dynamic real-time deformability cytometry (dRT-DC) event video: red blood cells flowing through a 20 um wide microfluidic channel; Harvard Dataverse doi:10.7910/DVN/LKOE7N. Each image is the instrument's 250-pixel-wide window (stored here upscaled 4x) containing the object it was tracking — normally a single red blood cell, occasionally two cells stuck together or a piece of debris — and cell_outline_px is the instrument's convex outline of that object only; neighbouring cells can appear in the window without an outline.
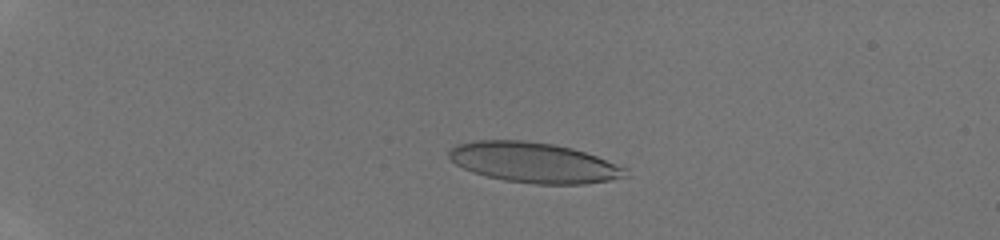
{"species": "human", "species_latin": "Homo sapiens", "temperature_condition": "room temperature", "stored_images_in_passage": 46, "camera_frame_rate_fps": 3000, "um_per_image_px": 0.085, "donor": {"sex": "male"}, "frame": {"image": 1, "passage_image": 12, "time_ms": 3.667, "image_size_px": [1000, 240], "cell_outline_px": [[628, 176], [608, 180], [584, 184], [536, 184], [504, 180], [472, 172], [456, 164], [448, 156], [448, 152], [456, 144], [476, 140], [520, 140], [552, 144], [572, 148], [596, 156], [628, 168]], "centroid_in_image_um": [45.38, 13.82], "position_along_channel_um": 39.6, "area_um2": 41.21}}
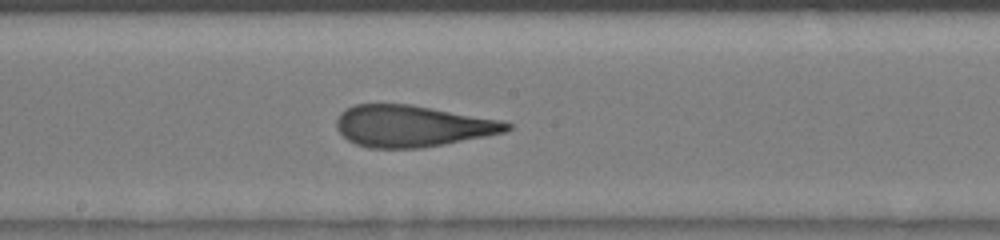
{"frame": {"image": 2, "passage_image": 28, "time_ms": 9.0, "image_size_px": [1000, 240], "cell_outline_px": [[512, 128], [504, 132], [444, 144], [420, 148], [368, 148], [356, 144], [348, 140], [336, 128], [336, 120], [340, 112], [344, 108], [352, 104], [412, 104], [500, 120], [512, 124]], "centroid_in_image_um": [34.99, 10.7], "position_along_channel_um": 213.2, "area_um2": 41.21}}
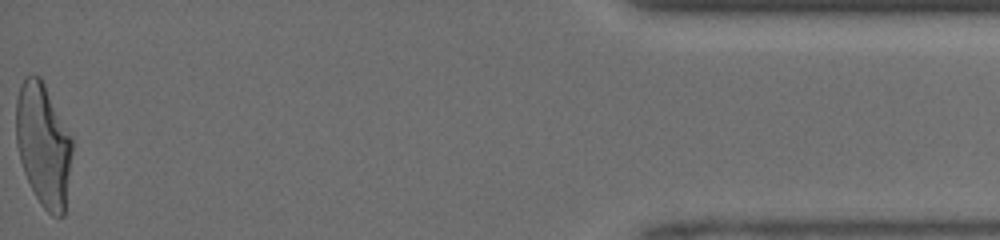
{"frame": {"image": 3, "passage_image": 46, "time_ms": 15.0, "image_size_px": [1000, 240], "cell_outline_px": [[72, 152], [64, 216], [52, 216], [40, 204], [24, 172], [20, 160], [16, 144], [16, 100], [20, 84], [24, 76], [40, 76], [72, 136]], "centroid_in_image_um": [3.68, 12.3], "position_along_channel_um": 431.5, "area_um2": 40.23}}